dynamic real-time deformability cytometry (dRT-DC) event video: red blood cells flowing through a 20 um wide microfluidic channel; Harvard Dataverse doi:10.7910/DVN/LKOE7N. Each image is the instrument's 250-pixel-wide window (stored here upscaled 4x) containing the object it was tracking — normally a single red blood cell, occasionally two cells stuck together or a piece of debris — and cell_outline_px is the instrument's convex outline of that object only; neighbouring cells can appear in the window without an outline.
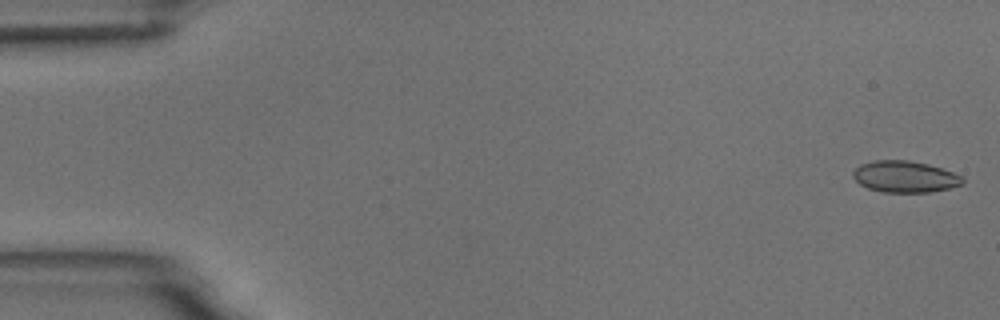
{"species": "common noctule bat (a hibernating species)", "species_latin": "Nyctalus noctula", "temperature_condition": "room temperature", "stored_images_in_passage": 5, "camera_frame_rate_fps": 3000, "um_per_image_px": 0.085, "animal": {"sex": "male", "body_mass_g": 18.8}, "frame": {"image": 1, "passage_image": 1, "time_ms": 0.0, "image_size_px": [1000, 320], "cell_outline_px": [[964, 184], [948, 188], [928, 192], [884, 192], [868, 188], [860, 184], [852, 176], [852, 172], [860, 164], [876, 160], [908, 160], [928, 164], [964, 176]], "centroid_in_image_um": [76.92, 15.01], "position_along_channel_um": 8.1, "area_um2": 20.06}}
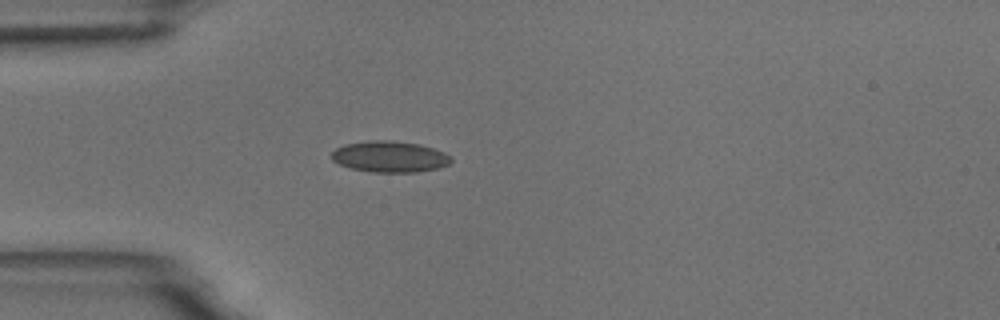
{"frame": {"image": 2, "passage_image": 5, "time_ms": 4.667, "image_size_px": [1000, 320], "cell_outline_px": [[452, 160], [448, 164], [436, 168], [416, 172], [368, 172], [352, 168], [340, 164], [332, 160], [332, 152], [336, 148], [344, 144], [372, 140], [392, 140], [420, 144], [444, 152], [452, 156]], "centroid_in_image_um": [33.12, 13.31], "position_along_channel_um": 51.9, "area_um2": 21.68}}